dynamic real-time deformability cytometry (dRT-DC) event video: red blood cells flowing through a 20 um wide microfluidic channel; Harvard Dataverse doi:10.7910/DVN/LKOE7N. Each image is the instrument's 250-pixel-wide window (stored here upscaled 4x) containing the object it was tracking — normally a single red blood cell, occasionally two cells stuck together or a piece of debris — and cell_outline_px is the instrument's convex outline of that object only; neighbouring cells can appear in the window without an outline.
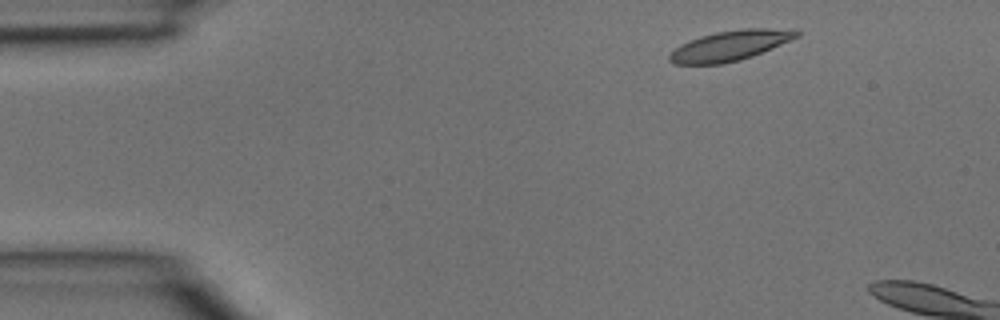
{"species": "common noctule bat (a hibernating species)", "species_latin": "Nyctalus noctula", "temperature_condition": "room temperature", "stored_images_in_passage": 4, "camera_frame_rate_fps": 3000, "um_per_image_px": 0.085, "animal": {"sex": "male", "body_mass_g": 15.6}, "frame": {"image": 1, "passage_image": 1, "time_ms": 0.0, "image_size_px": [1000, 320], "cell_outline_px": [[800, 36], [772, 48], [752, 56], [740, 60], [724, 64], [672, 64], [668, 60], [668, 56], [680, 44], [700, 36], [716, 32], [740, 28], [792, 28], [800, 32]], "centroid_in_image_um": [62.08, 3.87], "position_along_channel_um": 22.9, "area_um2": 22.54}}